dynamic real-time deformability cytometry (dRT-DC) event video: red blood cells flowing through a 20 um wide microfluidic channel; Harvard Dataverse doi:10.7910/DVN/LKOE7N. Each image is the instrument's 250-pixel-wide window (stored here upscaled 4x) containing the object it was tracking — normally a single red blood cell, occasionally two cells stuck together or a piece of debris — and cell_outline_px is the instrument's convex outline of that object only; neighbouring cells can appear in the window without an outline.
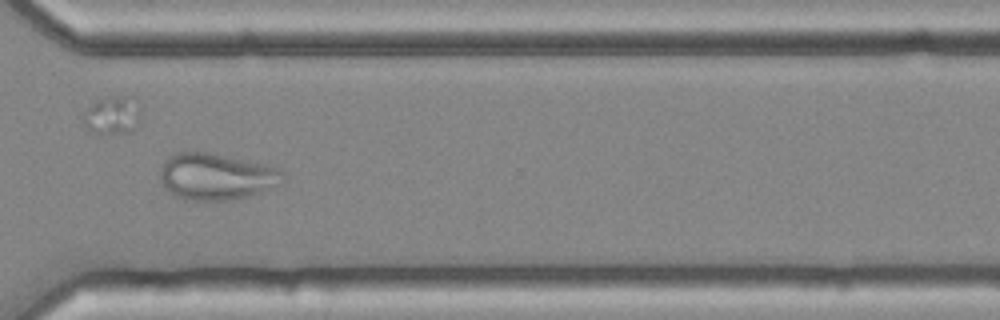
{"species": "common noctule bat (a hibernating species)", "species_latin": "Nyctalus noctula", "temperature_condition": "cold", "stored_images_in_passage": 38, "camera_frame_rate_fps": 3000, "um_per_image_px": 0.085, "animal": {"sex": "female", "body_mass_g": 25.1}, "frame": {"image": 1, "passage_image": 30, "time_ms": 9.667, "image_size_px": [1000, 320], "cell_outline_px": [[284, 180], [280, 184], [260, 192], [232, 200], [184, 200], [168, 192], [164, 188], [160, 176], [160, 168], [164, 160], [168, 156], [176, 152], [204, 152], [264, 164], [276, 168], [284, 172]], "centroid_in_image_um": [18.33, 15.02], "position_along_channel_um": 352.3, "area_um2": 33.18}, "authors_computed_cell_mechanics": {"area_um2": 28.5821, "velocity_mm_per_s": 3.6539, "shape_relaxation_time_tau1_ms": null, "shape_relaxation_time_tau2_ms": 2.3045, "deformation_change_tau1": null, "deformation_change_tau2": 0.0739}}